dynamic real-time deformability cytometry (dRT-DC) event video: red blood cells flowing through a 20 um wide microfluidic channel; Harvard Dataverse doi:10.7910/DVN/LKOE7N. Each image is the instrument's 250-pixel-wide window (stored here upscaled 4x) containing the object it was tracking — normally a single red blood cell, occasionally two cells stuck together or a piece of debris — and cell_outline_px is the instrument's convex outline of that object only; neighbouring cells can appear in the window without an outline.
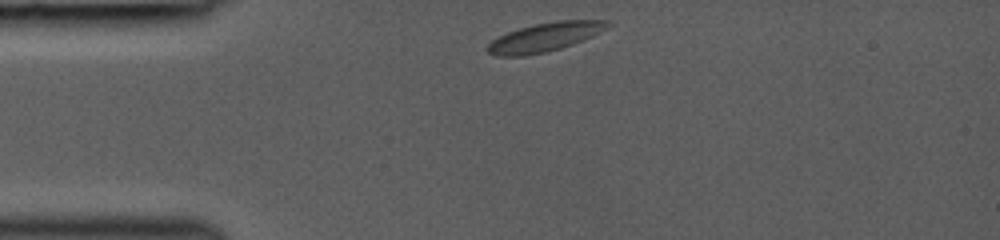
{"species": "common noctule bat (a hibernating species)", "species_latin": "Nyctalus noctula", "temperature_condition": "room temperature", "stored_images_in_passage": 29, "camera_frame_rate_fps": 3000, "um_per_image_px": 0.085, "animal": {"sex": "female", "body_mass_g": 19.0, "forearm_length_mm": 53.3}, "frame": {"image": 1, "passage_image": 1, "time_ms": 0.0, "image_size_px": [1000, 240], "cell_outline_px": [[612, 24], [600, 32], [584, 40], [560, 48], [544, 52], [524, 56], [496, 56], [488, 52], [484, 48], [492, 40], [508, 32], [520, 28], [536, 24], [556, 20], [608, 20]], "centroid_in_image_um": [46.31, 3.15], "position_along_channel_um": 38.7, "area_um2": 20.06}}
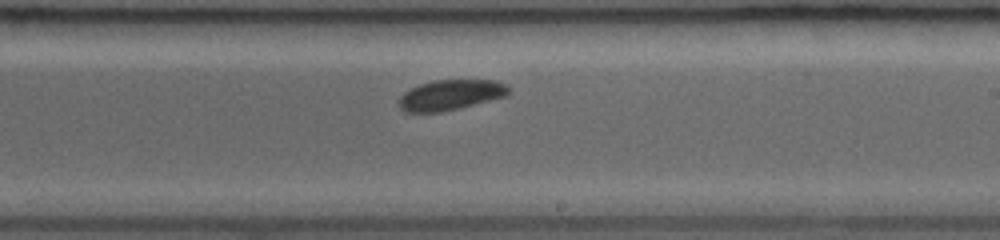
{"frame": {"image": 2, "passage_image": 17, "time_ms": 5.667, "image_size_px": [1000, 240], "cell_outline_px": [[512, 92], [508, 96], [460, 108], [440, 112], [404, 112], [400, 108], [400, 96], [404, 92], [420, 84], [432, 80], [496, 80], [512, 88]], "centroid_in_image_um": [38.36, 8.07], "position_along_channel_um": 250.6, "area_um2": 19.59}}
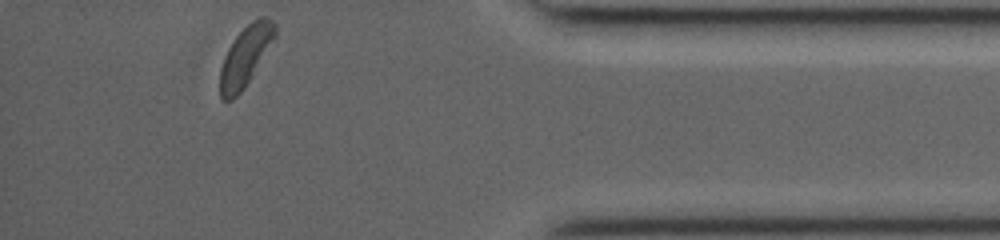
{"frame": {"image": 3, "passage_image": 29, "time_ms": 10.0, "image_size_px": [1000, 240], "cell_outline_px": [[276, 36], [244, 88], [232, 100], [220, 100], [220, 68], [224, 56], [228, 48], [236, 36], [252, 20], [260, 16], [272, 20], [276, 24]], "centroid_in_image_um": [20.85, 4.77], "position_along_channel_um": 414.4, "area_um2": 18.96}}